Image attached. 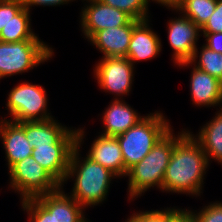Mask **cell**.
Returning a JSON list of instances; mask_svg holds the SVG:
<instances>
[{
	"instance_id": "6da1fadb",
	"label": "cell",
	"mask_w": 222,
	"mask_h": 222,
	"mask_svg": "<svg viewBox=\"0 0 222 222\" xmlns=\"http://www.w3.org/2000/svg\"><path fill=\"white\" fill-rule=\"evenodd\" d=\"M187 130L175 143L162 192L200 196L209 162L201 143Z\"/></svg>"
},
{
	"instance_id": "7a4b0ae2",
	"label": "cell",
	"mask_w": 222,
	"mask_h": 222,
	"mask_svg": "<svg viewBox=\"0 0 222 222\" xmlns=\"http://www.w3.org/2000/svg\"><path fill=\"white\" fill-rule=\"evenodd\" d=\"M84 128L77 129V145L74 147L65 182L74 180L72 192L69 193L85 209L102 204L109 195L110 183L112 179L118 178L108 168L96 163L87 155L83 158L80 156L81 144L84 143ZM83 142V143H82ZM82 159H81V158Z\"/></svg>"
},
{
	"instance_id": "3957f363",
	"label": "cell",
	"mask_w": 222,
	"mask_h": 222,
	"mask_svg": "<svg viewBox=\"0 0 222 222\" xmlns=\"http://www.w3.org/2000/svg\"><path fill=\"white\" fill-rule=\"evenodd\" d=\"M184 129L176 135L171 128L137 164L131 167L128 176V200L141 197L151 187L162 192L163 177L177 140L186 132ZM174 134V135H173Z\"/></svg>"
},
{
	"instance_id": "277c9868",
	"label": "cell",
	"mask_w": 222,
	"mask_h": 222,
	"mask_svg": "<svg viewBox=\"0 0 222 222\" xmlns=\"http://www.w3.org/2000/svg\"><path fill=\"white\" fill-rule=\"evenodd\" d=\"M171 128L169 120L159 110L147 114L126 132L116 136L124 160L125 177L127 171L139 163Z\"/></svg>"
},
{
	"instance_id": "5b68a950",
	"label": "cell",
	"mask_w": 222,
	"mask_h": 222,
	"mask_svg": "<svg viewBox=\"0 0 222 222\" xmlns=\"http://www.w3.org/2000/svg\"><path fill=\"white\" fill-rule=\"evenodd\" d=\"M54 56V49L39 38L21 42L0 41V79L29 72Z\"/></svg>"
},
{
	"instance_id": "8992f818",
	"label": "cell",
	"mask_w": 222,
	"mask_h": 222,
	"mask_svg": "<svg viewBox=\"0 0 222 222\" xmlns=\"http://www.w3.org/2000/svg\"><path fill=\"white\" fill-rule=\"evenodd\" d=\"M10 90L6 110L8 109L11 119L6 120L19 123L54 118L48 112L47 91L42 85L21 82Z\"/></svg>"
},
{
	"instance_id": "52a82bcc",
	"label": "cell",
	"mask_w": 222,
	"mask_h": 222,
	"mask_svg": "<svg viewBox=\"0 0 222 222\" xmlns=\"http://www.w3.org/2000/svg\"><path fill=\"white\" fill-rule=\"evenodd\" d=\"M9 188L20 194L21 200L35 198L58 190L61 184L33 156L15 163L9 170Z\"/></svg>"
},
{
	"instance_id": "ba28073f",
	"label": "cell",
	"mask_w": 222,
	"mask_h": 222,
	"mask_svg": "<svg viewBox=\"0 0 222 222\" xmlns=\"http://www.w3.org/2000/svg\"><path fill=\"white\" fill-rule=\"evenodd\" d=\"M134 68L126 57H101L93 72L100 89L123 99L132 91Z\"/></svg>"
},
{
	"instance_id": "9c48e42d",
	"label": "cell",
	"mask_w": 222,
	"mask_h": 222,
	"mask_svg": "<svg viewBox=\"0 0 222 222\" xmlns=\"http://www.w3.org/2000/svg\"><path fill=\"white\" fill-rule=\"evenodd\" d=\"M77 145V129H71L54 145L35 146L33 158L61 185L65 182L71 153Z\"/></svg>"
},
{
	"instance_id": "30bf717a",
	"label": "cell",
	"mask_w": 222,
	"mask_h": 222,
	"mask_svg": "<svg viewBox=\"0 0 222 222\" xmlns=\"http://www.w3.org/2000/svg\"><path fill=\"white\" fill-rule=\"evenodd\" d=\"M178 12V18L174 17L167 22L168 42L171 49H173L172 59L174 65L183 62H189L196 50L197 41L202 35L201 28L185 16L181 11L175 8H167ZM182 14V15H181Z\"/></svg>"
},
{
	"instance_id": "8fae6325",
	"label": "cell",
	"mask_w": 222,
	"mask_h": 222,
	"mask_svg": "<svg viewBox=\"0 0 222 222\" xmlns=\"http://www.w3.org/2000/svg\"><path fill=\"white\" fill-rule=\"evenodd\" d=\"M87 3L80 12V25L87 40L97 31L128 25L133 18L126 12L104 4L100 0H82Z\"/></svg>"
},
{
	"instance_id": "7c38bea8",
	"label": "cell",
	"mask_w": 222,
	"mask_h": 222,
	"mask_svg": "<svg viewBox=\"0 0 222 222\" xmlns=\"http://www.w3.org/2000/svg\"><path fill=\"white\" fill-rule=\"evenodd\" d=\"M161 39L149 25V19H133V32L126 58L135 66L139 61L151 60L162 51ZM135 63V64H134Z\"/></svg>"
},
{
	"instance_id": "4fadbf2b",
	"label": "cell",
	"mask_w": 222,
	"mask_h": 222,
	"mask_svg": "<svg viewBox=\"0 0 222 222\" xmlns=\"http://www.w3.org/2000/svg\"><path fill=\"white\" fill-rule=\"evenodd\" d=\"M0 138L5 149L8 170L17 162L32 156L33 148L24 132V122H13L0 118Z\"/></svg>"
},
{
	"instance_id": "5bb4252c",
	"label": "cell",
	"mask_w": 222,
	"mask_h": 222,
	"mask_svg": "<svg viewBox=\"0 0 222 222\" xmlns=\"http://www.w3.org/2000/svg\"><path fill=\"white\" fill-rule=\"evenodd\" d=\"M133 32V20L125 26L95 32L87 41L99 50L102 57H126Z\"/></svg>"
},
{
	"instance_id": "9a60e30c",
	"label": "cell",
	"mask_w": 222,
	"mask_h": 222,
	"mask_svg": "<svg viewBox=\"0 0 222 222\" xmlns=\"http://www.w3.org/2000/svg\"><path fill=\"white\" fill-rule=\"evenodd\" d=\"M35 198L49 212H54V222H89L84 214L85 208L65 193L63 187Z\"/></svg>"
},
{
	"instance_id": "2e32d148",
	"label": "cell",
	"mask_w": 222,
	"mask_h": 222,
	"mask_svg": "<svg viewBox=\"0 0 222 222\" xmlns=\"http://www.w3.org/2000/svg\"><path fill=\"white\" fill-rule=\"evenodd\" d=\"M192 104L201 107L220 106L222 108V82L193 66L190 75Z\"/></svg>"
},
{
	"instance_id": "e0dca14e",
	"label": "cell",
	"mask_w": 222,
	"mask_h": 222,
	"mask_svg": "<svg viewBox=\"0 0 222 222\" xmlns=\"http://www.w3.org/2000/svg\"><path fill=\"white\" fill-rule=\"evenodd\" d=\"M104 130L102 135L116 137L137 124L145 116H140L123 99H113L102 115Z\"/></svg>"
},
{
	"instance_id": "ac0fdd59",
	"label": "cell",
	"mask_w": 222,
	"mask_h": 222,
	"mask_svg": "<svg viewBox=\"0 0 222 222\" xmlns=\"http://www.w3.org/2000/svg\"><path fill=\"white\" fill-rule=\"evenodd\" d=\"M96 137L86 155L108 168L118 178L124 177V160L117 138L102 134Z\"/></svg>"
},
{
	"instance_id": "d6986e66",
	"label": "cell",
	"mask_w": 222,
	"mask_h": 222,
	"mask_svg": "<svg viewBox=\"0 0 222 222\" xmlns=\"http://www.w3.org/2000/svg\"><path fill=\"white\" fill-rule=\"evenodd\" d=\"M58 121L50 118L24 122V132L30 147L56 144L71 129Z\"/></svg>"
},
{
	"instance_id": "ffe728a7",
	"label": "cell",
	"mask_w": 222,
	"mask_h": 222,
	"mask_svg": "<svg viewBox=\"0 0 222 222\" xmlns=\"http://www.w3.org/2000/svg\"><path fill=\"white\" fill-rule=\"evenodd\" d=\"M214 116L193 136L201 143L209 164L213 159L222 165V108Z\"/></svg>"
},
{
	"instance_id": "44dd1931",
	"label": "cell",
	"mask_w": 222,
	"mask_h": 222,
	"mask_svg": "<svg viewBox=\"0 0 222 222\" xmlns=\"http://www.w3.org/2000/svg\"><path fill=\"white\" fill-rule=\"evenodd\" d=\"M31 28L30 11L24 7L0 31V41L21 42L32 40L37 34Z\"/></svg>"
},
{
	"instance_id": "7402d4cb",
	"label": "cell",
	"mask_w": 222,
	"mask_h": 222,
	"mask_svg": "<svg viewBox=\"0 0 222 222\" xmlns=\"http://www.w3.org/2000/svg\"><path fill=\"white\" fill-rule=\"evenodd\" d=\"M198 49L199 48H196L193 57L189 62L180 63L178 66L184 68L189 67L190 65L192 67L194 65L196 68L216 77L222 82V54L210 50L204 44L200 47V52Z\"/></svg>"
},
{
	"instance_id": "603a6c76",
	"label": "cell",
	"mask_w": 222,
	"mask_h": 222,
	"mask_svg": "<svg viewBox=\"0 0 222 222\" xmlns=\"http://www.w3.org/2000/svg\"><path fill=\"white\" fill-rule=\"evenodd\" d=\"M217 0H178V9L202 28L215 11Z\"/></svg>"
},
{
	"instance_id": "cb8c5ba5",
	"label": "cell",
	"mask_w": 222,
	"mask_h": 222,
	"mask_svg": "<svg viewBox=\"0 0 222 222\" xmlns=\"http://www.w3.org/2000/svg\"><path fill=\"white\" fill-rule=\"evenodd\" d=\"M187 212L185 209L176 207L162 208V210H146L134 212L125 222H185Z\"/></svg>"
},
{
	"instance_id": "d4e9b609",
	"label": "cell",
	"mask_w": 222,
	"mask_h": 222,
	"mask_svg": "<svg viewBox=\"0 0 222 222\" xmlns=\"http://www.w3.org/2000/svg\"><path fill=\"white\" fill-rule=\"evenodd\" d=\"M104 4L115 7L129 14L133 19L141 21L149 19L148 0H100Z\"/></svg>"
},
{
	"instance_id": "484cf974",
	"label": "cell",
	"mask_w": 222,
	"mask_h": 222,
	"mask_svg": "<svg viewBox=\"0 0 222 222\" xmlns=\"http://www.w3.org/2000/svg\"><path fill=\"white\" fill-rule=\"evenodd\" d=\"M195 211L186 209L187 220L189 222H222L221 201L211 202L208 206L205 205L202 207L200 211Z\"/></svg>"
},
{
	"instance_id": "4316f807",
	"label": "cell",
	"mask_w": 222,
	"mask_h": 222,
	"mask_svg": "<svg viewBox=\"0 0 222 222\" xmlns=\"http://www.w3.org/2000/svg\"><path fill=\"white\" fill-rule=\"evenodd\" d=\"M21 201L23 211L28 214L29 222H54V212H49L36 198Z\"/></svg>"
},
{
	"instance_id": "83f0119b",
	"label": "cell",
	"mask_w": 222,
	"mask_h": 222,
	"mask_svg": "<svg viewBox=\"0 0 222 222\" xmlns=\"http://www.w3.org/2000/svg\"><path fill=\"white\" fill-rule=\"evenodd\" d=\"M23 8L22 0H0V31Z\"/></svg>"
},
{
	"instance_id": "f1b7e54d",
	"label": "cell",
	"mask_w": 222,
	"mask_h": 222,
	"mask_svg": "<svg viewBox=\"0 0 222 222\" xmlns=\"http://www.w3.org/2000/svg\"><path fill=\"white\" fill-rule=\"evenodd\" d=\"M217 32H222V0H217L215 11L201 28V33Z\"/></svg>"
},
{
	"instance_id": "f546056e",
	"label": "cell",
	"mask_w": 222,
	"mask_h": 222,
	"mask_svg": "<svg viewBox=\"0 0 222 222\" xmlns=\"http://www.w3.org/2000/svg\"><path fill=\"white\" fill-rule=\"evenodd\" d=\"M202 34L206 41L204 45L207 46L210 50L222 54V32Z\"/></svg>"
},
{
	"instance_id": "4dcf8cb0",
	"label": "cell",
	"mask_w": 222,
	"mask_h": 222,
	"mask_svg": "<svg viewBox=\"0 0 222 222\" xmlns=\"http://www.w3.org/2000/svg\"><path fill=\"white\" fill-rule=\"evenodd\" d=\"M73 2L74 0H22V3L25 8H27L29 11L32 9L33 6H60L69 4V2ZM76 1V0H75Z\"/></svg>"
},
{
	"instance_id": "1f68e13d",
	"label": "cell",
	"mask_w": 222,
	"mask_h": 222,
	"mask_svg": "<svg viewBox=\"0 0 222 222\" xmlns=\"http://www.w3.org/2000/svg\"><path fill=\"white\" fill-rule=\"evenodd\" d=\"M152 2H156L158 5L161 4L162 6H165L166 8H175L177 6L178 0H151ZM150 0L148 2L151 3Z\"/></svg>"
}]
</instances>
